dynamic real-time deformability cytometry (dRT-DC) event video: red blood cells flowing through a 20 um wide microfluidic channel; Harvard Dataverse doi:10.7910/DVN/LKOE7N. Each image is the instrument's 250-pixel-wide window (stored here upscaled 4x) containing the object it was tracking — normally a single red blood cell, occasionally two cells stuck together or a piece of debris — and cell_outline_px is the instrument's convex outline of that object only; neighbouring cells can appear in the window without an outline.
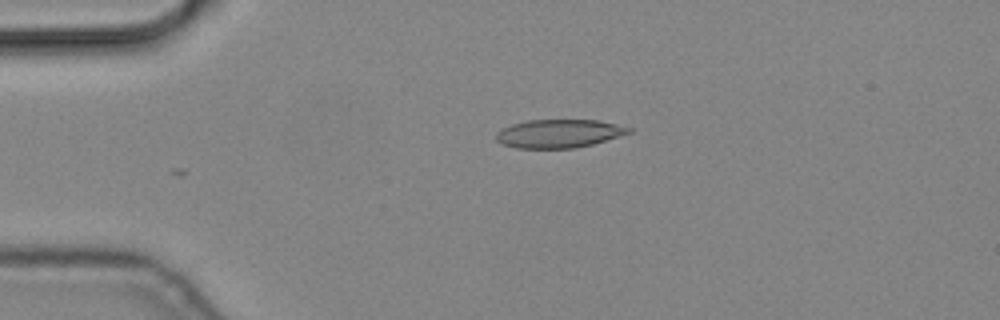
{"species": "common noctule bat (a hibernating species)", "species_latin": "Nyctalus noctula", "temperature_condition": "cold", "stored_images_in_passage": 5, "camera_frame_rate_fps": 3000, "um_per_image_px": 0.085, "animal": {"sex": "male", "body_mass_g": 19.2, "forearm_length_mm": 51.8}, "frame": {"image": 1, "passage_image": 4, "time_ms": 1.0, "image_size_px": [1000, 320], "cell_outline_px": [[632, 132], [592, 144], [576, 148], [516, 148], [500, 144], [496, 140], [496, 132], [500, 128], [512, 124], [528, 120], [596, 120], [616, 124], [632, 128]], "centroid_in_image_um": [47.45, 11.35], "position_along_channel_um": 37.5, "area_um2": 21.96}}